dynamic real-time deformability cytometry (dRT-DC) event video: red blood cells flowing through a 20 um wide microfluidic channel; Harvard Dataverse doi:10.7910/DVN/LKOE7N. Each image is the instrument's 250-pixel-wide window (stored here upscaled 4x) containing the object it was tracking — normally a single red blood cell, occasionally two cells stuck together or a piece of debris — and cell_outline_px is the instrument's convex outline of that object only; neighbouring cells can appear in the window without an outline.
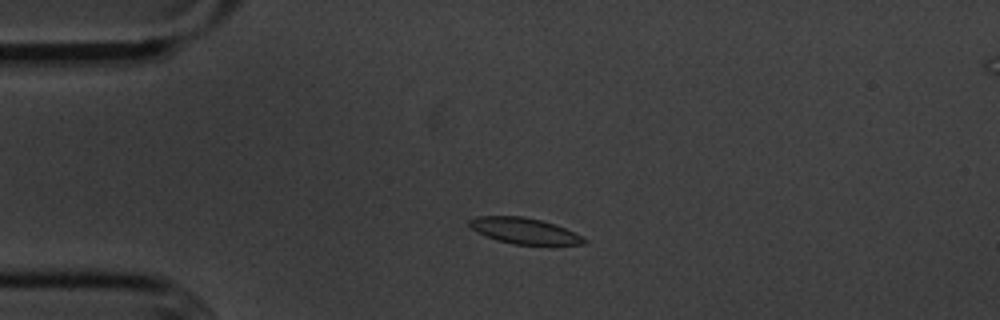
{"species": "common noctule bat (a hibernating species)", "species_latin": "Nyctalus noctula", "temperature_condition": "cold", "stored_images_in_passage": 48, "camera_frame_rate_fps": 3000, "um_per_image_px": 0.085, "animal": {"sex": "male", "body_mass_g": 20.1, "forearm_length_mm": 53.5}, "frame": {"image": 1, "passage_image": 5, "time_ms": 1.333, "image_size_px": [1000, 320], "cell_outline_px": [[588, 240], [584, 244], [548, 248], [512, 244], [496, 240], [476, 232], [468, 224], [468, 220], [476, 216], [524, 216], [540, 220], [564, 228], [584, 236]], "centroid_in_image_um": [44.65, 19.68], "position_along_channel_um": 40.4, "area_um2": 18.26}}
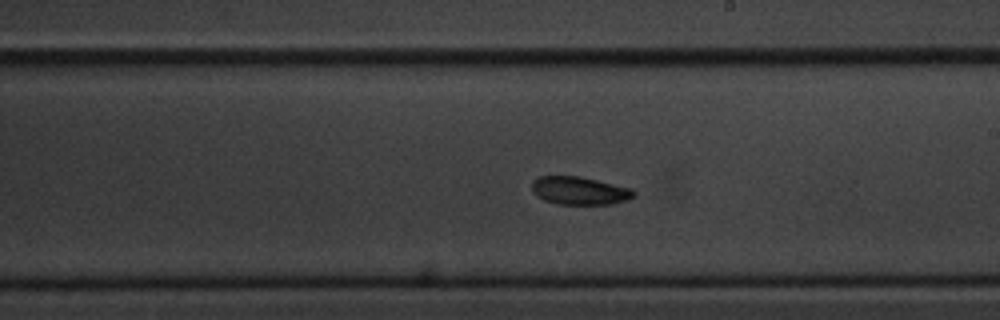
{"frame": {"image": 2, "passage_image": 24, "time_ms": 7.667, "image_size_px": [1000, 320], "cell_outline_px": [[636, 196], [628, 200], [612, 204], [556, 204], [544, 200], [536, 196], [532, 192], [532, 180], [536, 176], [580, 176], [632, 188], [636, 192]], "centroid_in_image_um": [49.26, 16.2], "position_along_channel_um": 239.7, "area_um2": 16.94}}
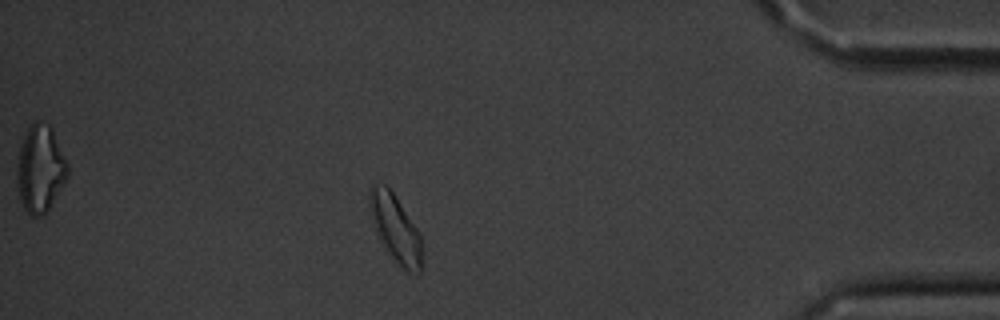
{"frame": {"image": 3, "passage_image": 41, "time_ms": 13.333, "image_size_px": [1000, 320], "cell_outline_px": [[420, 272], [408, 272], [400, 268], [380, 240], [368, 204], [368, 196], [372, 184], [384, 184], [392, 192], [416, 228], [420, 236]], "centroid_in_image_um": [33.58, 19.4], "position_along_channel_um": 401.6, "area_um2": 19.71}, "authors_computed_cell_mechanics": {"area_um2": 17.4267, "velocity_mm_per_s": 3.5626, "shape_relaxation_time_tau1_ms": 2.594, "shape_relaxation_time_tau2_ms": null, "deformation_change_tau1": 0.0817, "deformation_change_tau2": null}}